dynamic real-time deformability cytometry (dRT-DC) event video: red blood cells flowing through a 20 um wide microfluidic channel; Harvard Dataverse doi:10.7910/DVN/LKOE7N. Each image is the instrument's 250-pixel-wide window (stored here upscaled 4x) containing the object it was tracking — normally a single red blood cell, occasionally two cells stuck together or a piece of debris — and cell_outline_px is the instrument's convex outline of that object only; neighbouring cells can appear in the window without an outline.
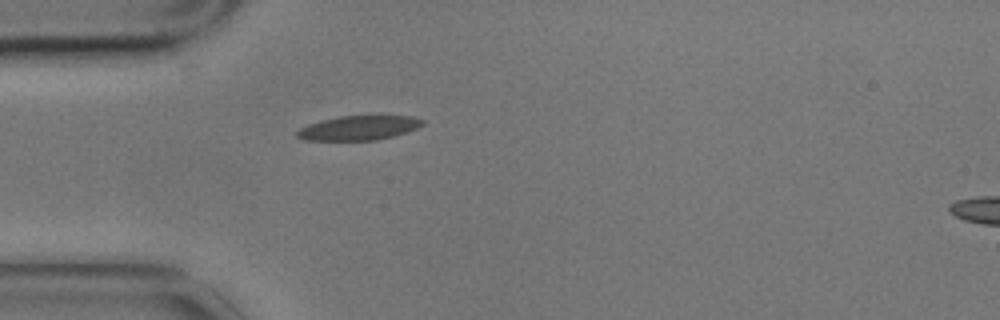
{"species": "common noctule bat (a hibernating species)", "species_latin": "Nyctalus noctula", "temperature_condition": "cold", "stored_images_in_passage": 1, "camera_frame_rate_fps": 3000, "um_per_image_px": 0.085, "animal": {"sex": "male", "body_mass_g": 17.9}, "frame": {"image": 1, "passage_image": 1, "time_ms": 0.0, "image_size_px": [1000, 320], "cell_outline_px": [[424, 124], [416, 128], [392, 136], [376, 140], [304, 140], [296, 136], [296, 132], [300, 128], [308, 124], [340, 116], [368, 112], [412, 116], [424, 120]], "centroid_in_image_um": [30.54, 10.81], "position_along_channel_um": 54.5, "area_um2": 18.61}}